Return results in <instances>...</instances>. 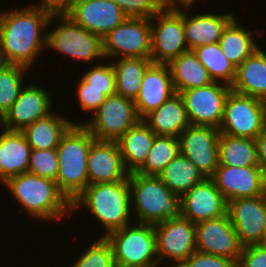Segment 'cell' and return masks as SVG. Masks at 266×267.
I'll return each mask as SVG.
<instances>
[{"instance_id": "7bdbcfd3", "label": "cell", "mask_w": 266, "mask_h": 267, "mask_svg": "<svg viewBox=\"0 0 266 267\" xmlns=\"http://www.w3.org/2000/svg\"><path fill=\"white\" fill-rule=\"evenodd\" d=\"M236 267H266V247L260 244L243 246Z\"/></svg>"}, {"instance_id": "8fae6325", "label": "cell", "mask_w": 266, "mask_h": 267, "mask_svg": "<svg viewBox=\"0 0 266 267\" xmlns=\"http://www.w3.org/2000/svg\"><path fill=\"white\" fill-rule=\"evenodd\" d=\"M264 129L263 100L231 90L226 98L220 134L255 139Z\"/></svg>"}, {"instance_id": "4fadbf2b", "label": "cell", "mask_w": 266, "mask_h": 267, "mask_svg": "<svg viewBox=\"0 0 266 267\" xmlns=\"http://www.w3.org/2000/svg\"><path fill=\"white\" fill-rule=\"evenodd\" d=\"M159 264L165 258L179 267L196 252V224L184 217L168 219L154 224Z\"/></svg>"}, {"instance_id": "60d3db41", "label": "cell", "mask_w": 266, "mask_h": 267, "mask_svg": "<svg viewBox=\"0 0 266 267\" xmlns=\"http://www.w3.org/2000/svg\"><path fill=\"white\" fill-rule=\"evenodd\" d=\"M77 86V97L83 111L96 112L107 98L106 89L86 88L83 78Z\"/></svg>"}, {"instance_id": "c3c4849f", "label": "cell", "mask_w": 266, "mask_h": 267, "mask_svg": "<svg viewBox=\"0 0 266 267\" xmlns=\"http://www.w3.org/2000/svg\"><path fill=\"white\" fill-rule=\"evenodd\" d=\"M259 244L262 245V246H264V247H266V228L264 230L263 237H262V239H261V241H260Z\"/></svg>"}, {"instance_id": "ab89813d", "label": "cell", "mask_w": 266, "mask_h": 267, "mask_svg": "<svg viewBox=\"0 0 266 267\" xmlns=\"http://www.w3.org/2000/svg\"><path fill=\"white\" fill-rule=\"evenodd\" d=\"M127 17L152 18L163 7L162 0H111Z\"/></svg>"}, {"instance_id": "9a60e30c", "label": "cell", "mask_w": 266, "mask_h": 267, "mask_svg": "<svg viewBox=\"0 0 266 267\" xmlns=\"http://www.w3.org/2000/svg\"><path fill=\"white\" fill-rule=\"evenodd\" d=\"M243 245L231 224L228 213L196 223V250L233 260L236 264Z\"/></svg>"}, {"instance_id": "5bb4252c", "label": "cell", "mask_w": 266, "mask_h": 267, "mask_svg": "<svg viewBox=\"0 0 266 267\" xmlns=\"http://www.w3.org/2000/svg\"><path fill=\"white\" fill-rule=\"evenodd\" d=\"M220 131L211 126L189 125L178 137L180 154L188 158L203 174L211 178L219 166Z\"/></svg>"}, {"instance_id": "83f0119b", "label": "cell", "mask_w": 266, "mask_h": 267, "mask_svg": "<svg viewBox=\"0 0 266 267\" xmlns=\"http://www.w3.org/2000/svg\"><path fill=\"white\" fill-rule=\"evenodd\" d=\"M74 120L51 113L25 127L21 132L32 150L56 149L60 139Z\"/></svg>"}, {"instance_id": "d6986e66", "label": "cell", "mask_w": 266, "mask_h": 267, "mask_svg": "<svg viewBox=\"0 0 266 267\" xmlns=\"http://www.w3.org/2000/svg\"><path fill=\"white\" fill-rule=\"evenodd\" d=\"M50 92L29 84L24 86L10 110L1 119L2 127L11 131H22L38 119L52 113Z\"/></svg>"}, {"instance_id": "52a82bcc", "label": "cell", "mask_w": 266, "mask_h": 267, "mask_svg": "<svg viewBox=\"0 0 266 267\" xmlns=\"http://www.w3.org/2000/svg\"><path fill=\"white\" fill-rule=\"evenodd\" d=\"M181 6L182 8L164 6L151 18L150 58L153 63L168 64L172 59L189 51L184 35L183 10L191 5ZM153 20L157 22L155 25Z\"/></svg>"}, {"instance_id": "74e56055", "label": "cell", "mask_w": 266, "mask_h": 267, "mask_svg": "<svg viewBox=\"0 0 266 267\" xmlns=\"http://www.w3.org/2000/svg\"><path fill=\"white\" fill-rule=\"evenodd\" d=\"M58 169L56 149L31 151L28 173L56 181Z\"/></svg>"}, {"instance_id": "9c48e42d", "label": "cell", "mask_w": 266, "mask_h": 267, "mask_svg": "<svg viewBox=\"0 0 266 267\" xmlns=\"http://www.w3.org/2000/svg\"><path fill=\"white\" fill-rule=\"evenodd\" d=\"M93 115L82 124L96 139L106 141H117L141 120L134 101L118 94L108 96Z\"/></svg>"}, {"instance_id": "3957f363", "label": "cell", "mask_w": 266, "mask_h": 267, "mask_svg": "<svg viewBox=\"0 0 266 267\" xmlns=\"http://www.w3.org/2000/svg\"><path fill=\"white\" fill-rule=\"evenodd\" d=\"M3 185L21 204L19 211L25 209L34 219L54 221L68 211L72 213L71 202L52 179L23 173L8 179Z\"/></svg>"}, {"instance_id": "f546056e", "label": "cell", "mask_w": 266, "mask_h": 267, "mask_svg": "<svg viewBox=\"0 0 266 267\" xmlns=\"http://www.w3.org/2000/svg\"><path fill=\"white\" fill-rule=\"evenodd\" d=\"M153 64L151 58H118L112 62L116 77V94L135 101L146 70Z\"/></svg>"}, {"instance_id": "f6af8a7d", "label": "cell", "mask_w": 266, "mask_h": 267, "mask_svg": "<svg viewBox=\"0 0 266 267\" xmlns=\"http://www.w3.org/2000/svg\"><path fill=\"white\" fill-rule=\"evenodd\" d=\"M257 156L260 167L266 175V130L264 129L256 138Z\"/></svg>"}, {"instance_id": "681fc988", "label": "cell", "mask_w": 266, "mask_h": 267, "mask_svg": "<svg viewBox=\"0 0 266 267\" xmlns=\"http://www.w3.org/2000/svg\"><path fill=\"white\" fill-rule=\"evenodd\" d=\"M263 109H264V128L266 130V100H263Z\"/></svg>"}, {"instance_id": "d590c367", "label": "cell", "mask_w": 266, "mask_h": 267, "mask_svg": "<svg viewBox=\"0 0 266 267\" xmlns=\"http://www.w3.org/2000/svg\"><path fill=\"white\" fill-rule=\"evenodd\" d=\"M27 70L24 66L13 64L0 70V120L17 100L24 87L22 82Z\"/></svg>"}, {"instance_id": "30bf717a", "label": "cell", "mask_w": 266, "mask_h": 267, "mask_svg": "<svg viewBox=\"0 0 266 267\" xmlns=\"http://www.w3.org/2000/svg\"><path fill=\"white\" fill-rule=\"evenodd\" d=\"M103 52L108 61V57L150 58L151 19L127 17L103 37Z\"/></svg>"}, {"instance_id": "2e32d148", "label": "cell", "mask_w": 266, "mask_h": 267, "mask_svg": "<svg viewBox=\"0 0 266 267\" xmlns=\"http://www.w3.org/2000/svg\"><path fill=\"white\" fill-rule=\"evenodd\" d=\"M227 213L243 246L260 243L266 228V193L230 200Z\"/></svg>"}, {"instance_id": "44dd1931", "label": "cell", "mask_w": 266, "mask_h": 267, "mask_svg": "<svg viewBox=\"0 0 266 267\" xmlns=\"http://www.w3.org/2000/svg\"><path fill=\"white\" fill-rule=\"evenodd\" d=\"M228 201L211 178H205L182 195V217L193 223L221 217Z\"/></svg>"}, {"instance_id": "f1b7e54d", "label": "cell", "mask_w": 266, "mask_h": 267, "mask_svg": "<svg viewBox=\"0 0 266 267\" xmlns=\"http://www.w3.org/2000/svg\"><path fill=\"white\" fill-rule=\"evenodd\" d=\"M176 93L213 83V79L193 51H187L168 63Z\"/></svg>"}, {"instance_id": "7402d4cb", "label": "cell", "mask_w": 266, "mask_h": 267, "mask_svg": "<svg viewBox=\"0 0 266 267\" xmlns=\"http://www.w3.org/2000/svg\"><path fill=\"white\" fill-rule=\"evenodd\" d=\"M175 94L168 64L153 63L146 70L141 90L134 101L139 117L143 119Z\"/></svg>"}, {"instance_id": "f35d334b", "label": "cell", "mask_w": 266, "mask_h": 267, "mask_svg": "<svg viewBox=\"0 0 266 267\" xmlns=\"http://www.w3.org/2000/svg\"><path fill=\"white\" fill-rule=\"evenodd\" d=\"M82 77L86 81V88L106 89L107 97L116 94V77L111 62L94 65Z\"/></svg>"}, {"instance_id": "8992f818", "label": "cell", "mask_w": 266, "mask_h": 267, "mask_svg": "<svg viewBox=\"0 0 266 267\" xmlns=\"http://www.w3.org/2000/svg\"><path fill=\"white\" fill-rule=\"evenodd\" d=\"M105 238L113 249L116 267H158L154 224H128Z\"/></svg>"}, {"instance_id": "4dcf8cb0", "label": "cell", "mask_w": 266, "mask_h": 267, "mask_svg": "<svg viewBox=\"0 0 266 267\" xmlns=\"http://www.w3.org/2000/svg\"><path fill=\"white\" fill-rule=\"evenodd\" d=\"M219 166L260 167L255 139L220 134Z\"/></svg>"}, {"instance_id": "ee69618b", "label": "cell", "mask_w": 266, "mask_h": 267, "mask_svg": "<svg viewBox=\"0 0 266 267\" xmlns=\"http://www.w3.org/2000/svg\"><path fill=\"white\" fill-rule=\"evenodd\" d=\"M74 0H42L40 5L36 6L51 15L67 14L71 9Z\"/></svg>"}, {"instance_id": "d4e9b609", "label": "cell", "mask_w": 266, "mask_h": 267, "mask_svg": "<svg viewBox=\"0 0 266 267\" xmlns=\"http://www.w3.org/2000/svg\"><path fill=\"white\" fill-rule=\"evenodd\" d=\"M234 92L266 100V53L256 49L236 68Z\"/></svg>"}, {"instance_id": "7c38bea8", "label": "cell", "mask_w": 266, "mask_h": 267, "mask_svg": "<svg viewBox=\"0 0 266 267\" xmlns=\"http://www.w3.org/2000/svg\"><path fill=\"white\" fill-rule=\"evenodd\" d=\"M230 91L231 86L221 82L182 91L180 95L184 100L190 124L219 129Z\"/></svg>"}, {"instance_id": "bcb514c9", "label": "cell", "mask_w": 266, "mask_h": 267, "mask_svg": "<svg viewBox=\"0 0 266 267\" xmlns=\"http://www.w3.org/2000/svg\"><path fill=\"white\" fill-rule=\"evenodd\" d=\"M164 6L193 5L196 0H162Z\"/></svg>"}, {"instance_id": "ffe728a7", "label": "cell", "mask_w": 266, "mask_h": 267, "mask_svg": "<svg viewBox=\"0 0 266 267\" xmlns=\"http://www.w3.org/2000/svg\"><path fill=\"white\" fill-rule=\"evenodd\" d=\"M88 185L128 180L121 152L116 141L95 139L87 158Z\"/></svg>"}, {"instance_id": "b9f144b4", "label": "cell", "mask_w": 266, "mask_h": 267, "mask_svg": "<svg viewBox=\"0 0 266 267\" xmlns=\"http://www.w3.org/2000/svg\"><path fill=\"white\" fill-rule=\"evenodd\" d=\"M179 267H236V263L225 257L204 254L196 251Z\"/></svg>"}, {"instance_id": "d6a6232c", "label": "cell", "mask_w": 266, "mask_h": 267, "mask_svg": "<svg viewBox=\"0 0 266 267\" xmlns=\"http://www.w3.org/2000/svg\"><path fill=\"white\" fill-rule=\"evenodd\" d=\"M159 177L175 195L181 196L205 179L199 169L181 154L164 168Z\"/></svg>"}, {"instance_id": "4316f807", "label": "cell", "mask_w": 266, "mask_h": 267, "mask_svg": "<svg viewBox=\"0 0 266 267\" xmlns=\"http://www.w3.org/2000/svg\"><path fill=\"white\" fill-rule=\"evenodd\" d=\"M155 136L156 134L141 119L116 141L129 173L136 172L144 164Z\"/></svg>"}, {"instance_id": "cb8c5ba5", "label": "cell", "mask_w": 266, "mask_h": 267, "mask_svg": "<svg viewBox=\"0 0 266 267\" xmlns=\"http://www.w3.org/2000/svg\"><path fill=\"white\" fill-rule=\"evenodd\" d=\"M234 14L204 13L190 16L184 11V35L190 51L202 45L218 43Z\"/></svg>"}, {"instance_id": "5b68a950", "label": "cell", "mask_w": 266, "mask_h": 267, "mask_svg": "<svg viewBox=\"0 0 266 267\" xmlns=\"http://www.w3.org/2000/svg\"><path fill=\"white\" fill-rule=\"evenodd\" d=\"M130 200L139 223L157 224L182 216V196L175 195L159 176L129 173Z\"/></svg>"}, {"instance_id": "836d02e7", "label": "cell", "mask_w": 266, "mask_h": 267, "mask_svg": "<svg viewBox=\"0 0 266 267\" xmlns=\"http://www.w3.org/2000/svg\"><path fill=\"white\" fill-rule=\"evenodd\" d=\"M178 155H180L178 137L156 135L144 164L135 173L159 176L164 168Z\"/></svg>"}, {"instance_id": "e0dca14e", "label": "cell", "mask_w": 266, "mask_h": 267, "mask_svg": "<svg viewBox=\"0 0 266 267\" xmlns=\"http://www.w3.org/2000/svg\"><path fill=\"white\" fill-rule=\"evenodd\" d=\"M211 179L228 202L266 193V175L261 167L218 166Z\"/></svg>"}, {"instance_id": "ba28073f", "label": "cell", "mask_w": 266, "mask_h": 267, "mask_svg": "<svg viewBox=\"0 0 266 267\" xmlns=\"http://www.w3.org/2000/svg\"><path fill=\"white\" fill-rule=\"evenodd\" d=\"M55 19L60 24L47 32V48L85 62L98 58L105 60L101 36L79 26L66 14L55 15Z\"/></svg>"}, {"instance_id": "277c9868", "label": "cell", "mask_w": 266, "mask_h": 267, "mask_svg": "<svg viewBox=\"0 0 266 267\" xmlns=\"http://www.w3.org/2000/svg\"><path fill=\"white\" fill-rule=\"evenodd\" d=\"M72 213L78 207H86L101 222L106 233L130 224L131 210L129 180L88 185L72 202Z\"/></svg>"}, {"instance_id": "484cf974", "label": "cell", "mask_w": 266, "mask_h": 267, "mask_svg": "<svg viewBox=\"0 0 266 267\" xmlns=\"http://www.w3.org/2000/svg\"><path fill=\"white\" fill-rule=\"evenodd\" d=\"M156 135L179 137L190 125L185 103L179 93L173 95L159 108L142 119Z\"/></svg>"}, {"instance_id": "7a4b0ae2", "label": "cell", "mask_w": 266, "mask_h": 267, "mask_svg": "<svg viewBox=\"0 0 266 267\" xmlns=\"http://www.w3.org/2000/svg\"><path fill=\"white\" fill-rule=\"evenodd\" d=\"M96 138L81 123L72 124L63 134L56 148L59 190L72 202L87 186V158Z\"/></svg>"}, {"instance_id": "1f68e13d", "label": "cell", "mask_w": 266, "mask_h": 267, "mask_svg": "<svg viewBox=\"0 0 266 267\" xmlns=\"http://www.w3.org/2000/svg\"><path fill=\"white\" fill-rule=\"evenodd\" d=\"M236 20L234 17L227 24L218 44L225 57L237 68L259 46L253 39L252 31H247Z\"/></svg>"}, {"instance_id": "ac0fdd59", "label": "cell", "mask_w": 266, "mask_h": 267, "mask_svg": "<svg viewBox=\"0 0 266 267\" xmlns=\"http://www.w3.org/2000/svg\"><path fill=\"white\" fill-rule=\"evenodd\" d=\"M66 15L102 38L127 18L111 0H74Z\"/></svg>"}, {"instance_id": "6da1fadb", "label": "cell", "mask_w": 266, "mask_h": 267, "mask_svg": "<svg viewBox=\"0 0 266 267\" xmlns=\"http://www.w3.org/2000/svg\"><path fill=\"white\" fill-rule=\"evenodd\" d=\"M53 20L55 15L33 5L0 12V38L8 63L31 69L39 52L47 47V33L43 30Z\"/></svg>"}, {"instance_id": "7dc6e473", "label": "cell", "mask_w": 266, "mask_h": 267, "mask_svg": "<svg viewBox=\"0 0 266 267\" xmlns=\"http://www.w3.org/2000/svg\"><path fill=\"white\" fill-rule=\"evenodd\" d=\"M8 64L9 63L6 60L4 53H3L2 42H1V38H0V70L5 68Z\"/></svg>"}, {"instance_id": "603a6c76", "label": "cell", "mask_w": 266, "mask_h": 267, "mask_svg": "<svg viewBox=\"0 0 266 267\" xmlns=\"http://www.w3.org/2000/svg\"><path fill=\"white\" fill-rule=\"evenodd\" d=\"M32 148L21 131L3 128L0 134V180L4 184L8 179L28 173Z\"/></svg>"}, {"instance_id": "e575fe53", "label": "cell", "mask_w": 266, "mask_h": 267, "mask_svg": "<svg viewBox=\"0 0 266 267\" xmlns=\"http://www.w3.org/2000/svg\"><path fill=\"white\" fill-rule=\"evenodd\" d=\"M192 51L207 69L214 82H221L229 86L233 84L236 67L225 57L218 43L202 45Z\"/></svg>"}, {"instance_id": "8d00e7d4", "label": "cell", "mask_w": 266, "mask_h": 267, "mask_svg": "<svg viewBox=\"0 0 266 267\" xmlns=\"http://www.w3.org/2000/svg\"><path fill=\"white\" fill-rule=\"evenodd\" d=\"M71 267H116L110 243L98 238Z\"/></svg>"}]
</instances>
